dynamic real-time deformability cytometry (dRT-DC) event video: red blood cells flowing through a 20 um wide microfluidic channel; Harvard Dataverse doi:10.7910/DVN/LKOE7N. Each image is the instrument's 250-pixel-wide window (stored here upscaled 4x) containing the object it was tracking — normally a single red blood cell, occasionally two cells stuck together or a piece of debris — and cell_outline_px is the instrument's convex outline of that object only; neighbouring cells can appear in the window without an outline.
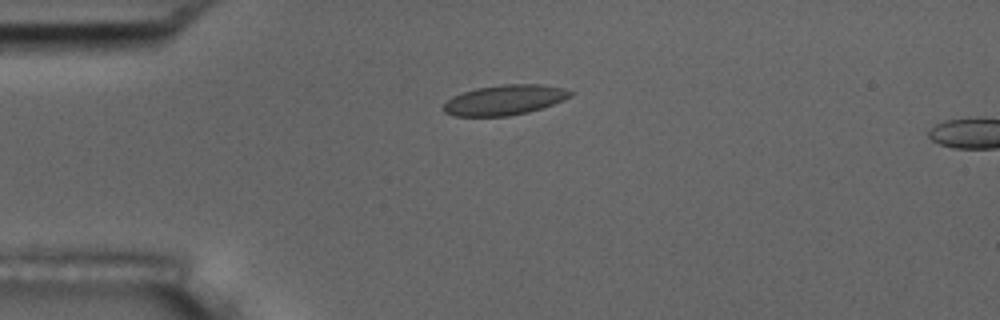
{"species": "common noctule bat (a hibernating species)", "species_latin": "Nyctalus noctula", "temperature_condition": "room temperature", "stored_images_in_passage": 5, "camera_frame_rate_fps": 3000, "um_per_image_px": 0.085, "animal": {"sex": "male", "body_mass_g": 17.5, "forearm_length_mm": 52.3}, "frame": {"image": 1, "passage_image": 4, "time_ms": 3.333, "image_size_px": [1000, 320], "cell_outline_px": [[576, 92], [572, 96], [564, 100], [528, 112], [508, 116], [452, 116], [444, 112], [440, 108], [452, 96], [476, 88], [500, 84], [540, 84], [564, 88]], "centroid_in_image_um": [42.89, 8.49], "position_along_channel_um": 42.1, "area_um2": 22.43}}